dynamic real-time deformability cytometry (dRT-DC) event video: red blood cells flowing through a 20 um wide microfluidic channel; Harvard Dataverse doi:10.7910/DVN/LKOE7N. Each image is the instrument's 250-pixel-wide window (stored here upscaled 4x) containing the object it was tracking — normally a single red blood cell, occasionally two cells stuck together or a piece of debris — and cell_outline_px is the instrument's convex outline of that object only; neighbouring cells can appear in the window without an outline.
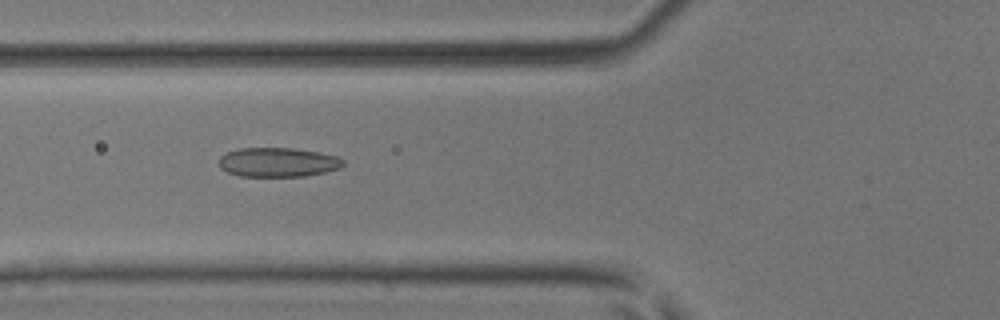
{"species": "common noctule bat (a hibernating species)", "species_latin": "Nyctalus noctula", "temperature_condition": "room temperature", "stored_images_in_passage": 41, "camera_frame_rate_fps": 3000, "um_per_image_px": 0.085, "animal": {"sex": "male", "body_mass_g": 17.9, "forearm_length_mm": 54.2}, "frame": {"image": 1, "passage_image": 12, "time_ms": 3.667, "image_size_px": [1000, 320], "cell_outline_px": [[344, 164], [340, 168], [324, 172], [304, 176], [240, 176], [228, 172], [220, 168], [216, 164], [220, 156], [224, 152], [240, 148], [296, 148], [320, 152], [336, 156], [344, 160]], "centroid_in_image_um": [23.58, 13.78], "position_along_channel_um": 102.2, "area_um2": 21.44}}
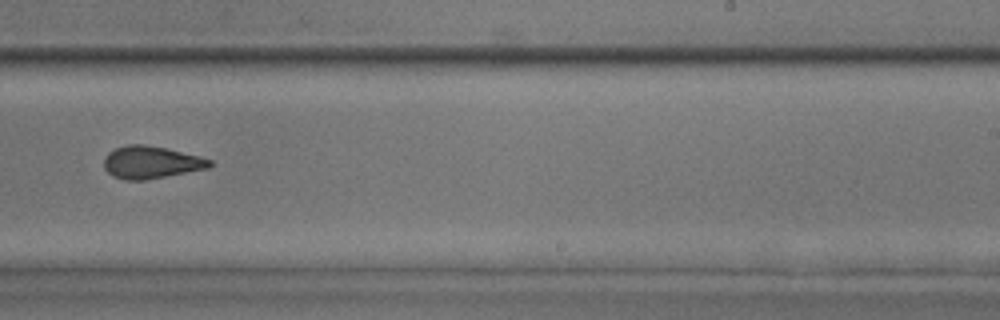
{"frame": {"image": 2, "passage_image": 24, "time_ms": 7.667, "image_size_px": [1000, 320], "cell_outline_px": [[212, 164], [208, 168], [144, 180], [124, 180], [112, 176], [104, 168], [104, 156], [108, 152], [116, 148], [128, 144], [144, 144], [168, 148], [200, 156], [212, 160]], "centroid_in_image_um": [12.82, 13.79], "position_along_channel_um": 276.2, "area_um2": 20.06}}
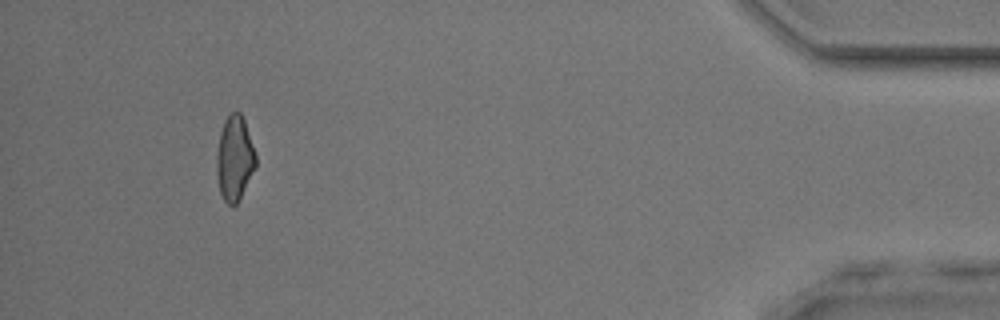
{"frame": {"image": 3, "passage_image": 38, "time_ms": 12.333, "image_size_px": [1000, 320], "cell_outline_px": [[256, 168], [236, 204], [228, 204], [224, 200], [220, 192], [216, 172], [216, 156], [220, 132], [224, 120], [232, 112], [240, 112], [244, 120], [256, 156]], "centroid_in_image_um": [19.93, 13.45], "position_along_channel_um": 415.3, "area_um2": 19.13}}